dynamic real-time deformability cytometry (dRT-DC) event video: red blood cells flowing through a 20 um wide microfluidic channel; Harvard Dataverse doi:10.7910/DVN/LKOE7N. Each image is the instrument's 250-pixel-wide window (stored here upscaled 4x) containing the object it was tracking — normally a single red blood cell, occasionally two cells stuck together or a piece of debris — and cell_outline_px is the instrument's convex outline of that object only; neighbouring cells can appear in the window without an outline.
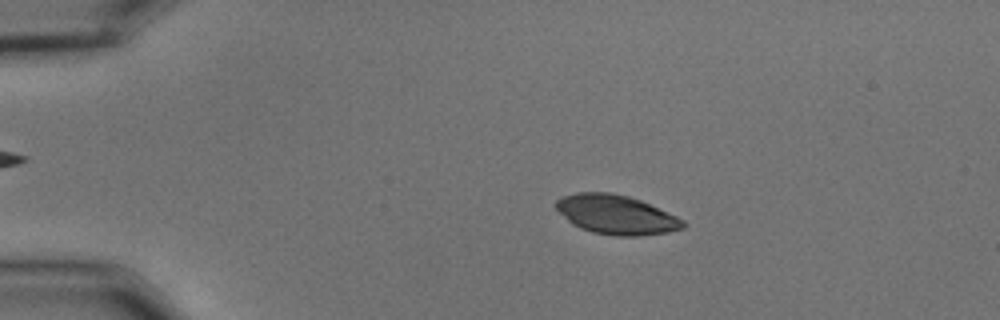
{"species": "common noctule bat (a hibernating species)", "species_latin": "Nyctalus noctula", "temperature_condition": "cold", "stored_images_in_passage": 56, "camera_frame_rate_fps": 3000, "um_per_image_px": 0.085, "animal": {"sex": "male", "body_mass_g": 15.6}, "frame": {"image": 1, "passage_image": 11, "time_ms": 3.333, "image_size_px": [1000, 320], "cell_outline_px": [[688, 224], [684, 228], [668, 232], [640, 236], [616, 236], [592, 232], [580, 228], [572, 224], [556, 208], [556, 200], [564, 196], [576, 192], [608, 192], [628, 196], [640, 200], [676, 216], [684, 220]], "centroid_in_image_um": [52.39, 18.25], "position_along_channel_um": 32.6, "area_um2": 28.96}}
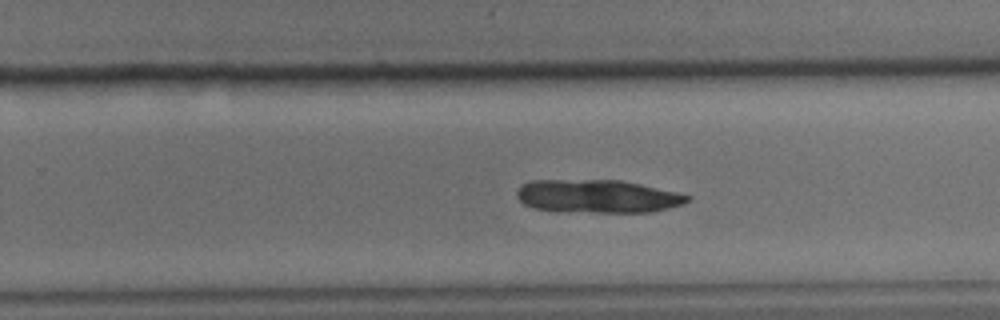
{"frame": {"image": 2, "passage_image": 36, "time_ms": 11.667, "image_size_px": [1000, 320], "cell_outline_px": [[692, 196], [684, 204], [652, 212], [556, 212], [532, 208], [524, 204], [516, 196], [516, 192], [520, 184], [532, 180], [620, 180], [640, 184], [676, 192]], "centroid_in_image_um": [50.73, 16.69], "position_along_channel_um": 279.1, "area_um2": 33.29}}
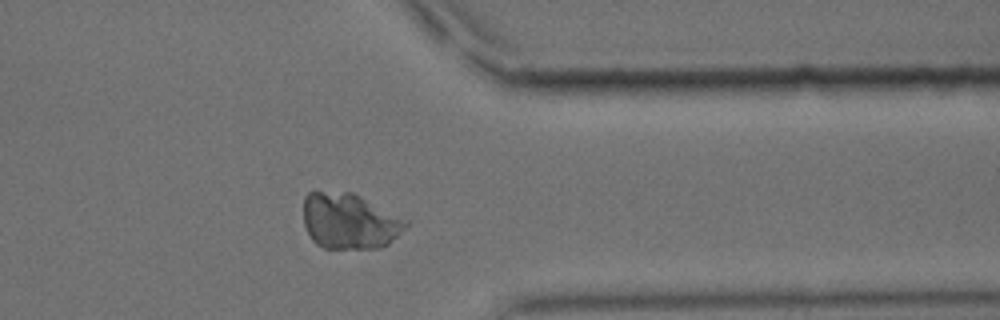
{"frame": {"image": 3, "passage_image": 45, "time_ms": 14.667, "image_size_px": [1000, 320], "cell_outline_px": [[408, 224], [388, 244], [380, 248], [324, 248], [316, 244], [312, 240], [304, 224], [304, 196], [308, 192], [352, 192], [408, 220]], "centroid_in_image_um": [29.69, 18.8], "position_along_channel_um": 381.7, "area_um2": 33.0}}